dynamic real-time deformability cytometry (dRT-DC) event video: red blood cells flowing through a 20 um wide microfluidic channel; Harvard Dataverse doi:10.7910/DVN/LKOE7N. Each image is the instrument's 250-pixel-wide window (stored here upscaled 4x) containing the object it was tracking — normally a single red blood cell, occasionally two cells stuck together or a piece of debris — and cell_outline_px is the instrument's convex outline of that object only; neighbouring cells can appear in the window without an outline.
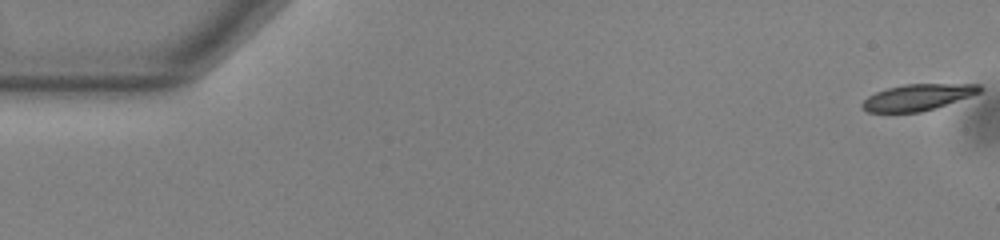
{"species": "common noctule bat (a hibernating species)", "species_latin": "Nyctalus noctula", "temperature_condition": "warm", "stored_images_in_passage": 54, "camera_frame_rate_fps": 3000, "um_per_image_px": 0.085, "animal": {"sex": "male", "body_mass_g": 13.0, "forearm_length_mm": 53.1}, "frame": {"image": 1, "passage_image": 1, "time_ms": 0.0, "image_size_px": [1000, 240], "cell_outline_px": [[984, 88], [980, 92], [936, 108], [920, 112], [868, 112], [860, 108], [860, 104], [868, 96], [876, 92], [888, 88], [904, 84], [980, 84]], "centroid_in_image_um": [77.98, 8.27], "position_along_channel_um": 7.0, "area_um2": 17.98}}
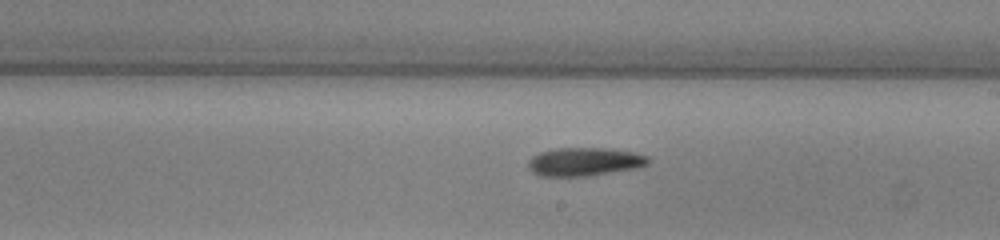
{"frame": {"image": 2, "passage_image": 31, "time_ms": 10.0, "image_size_px": [1000, 240], "cell_outline_px": [[648, 164], [636, 168], [588, 176], [540, 176], [532, 172], [528, 168], [528, 160], [532, 156], [540, 152], [556, 148], [604, 148], [632, 152], [648, 156]], "centroid_in_image_um": [49.63, 13.75], "position_along_channel_um": 239.4, "area_um2": 19.77}}
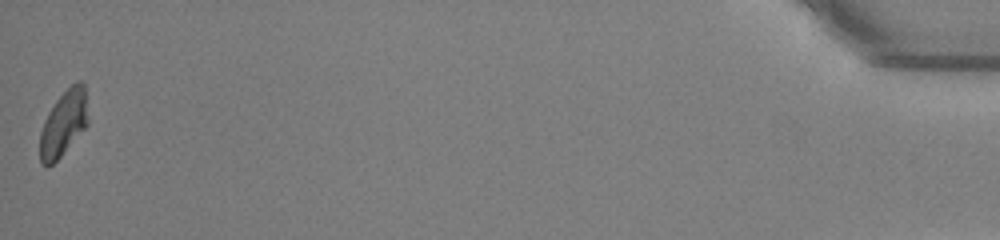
{"frame": {"image": 3, "passage_image": 54, "time_ms": 17.667, "image_size_px": [1000, 240], "cell_outline_px": [[88, 124], [60, 156], [52, 164], [40, 164], [40, 132], [44, 120], [48, 112], [56, 100], [76, 80], [84, 80], [88, 120]], "centroid_in_image_um": [5.41, 10.44], "position_along_channel_um": 429.8, "area_um2": 18.15}, "authors_computed_cell_mechanics": {"area_um2": 19.1607, "velocity_mm_per_s": 3.8012, "shape_relaxation_time_tau1_ms": 3.489, "shape_relaxation_time_tau2_ms": null, "deformation_change_tau1": 0.1703, "deformation_change_tau2": null}}